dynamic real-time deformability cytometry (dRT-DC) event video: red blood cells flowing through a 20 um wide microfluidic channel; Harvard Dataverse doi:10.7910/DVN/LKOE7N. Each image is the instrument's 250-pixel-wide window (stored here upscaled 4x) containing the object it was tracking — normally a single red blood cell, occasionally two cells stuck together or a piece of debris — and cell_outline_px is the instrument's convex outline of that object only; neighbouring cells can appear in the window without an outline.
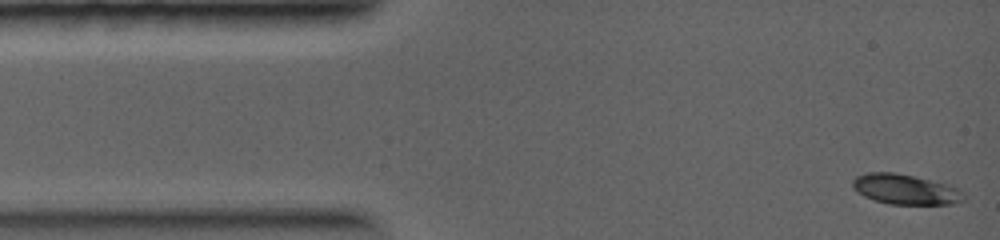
{"species": "common noctule bat (a hibernating species)", "species_latin": "Nyctalus noctula", "temperature_condition": "warm", "stored_images_in_passage": 5, "camera_frame_rate_fps": 5000, "um_per_image_px": 0.085, "animal": {"sex": "female", "body_mass_g": 19.0, "forearm_length_mm": 56.7}, "frame": {"image": 1, "passage_image": 1, "time_ms": 0.0, "image_size_px": [1000, 240], "cell_outline_px": [[964, 200], [952, 204], [888, 204], [864, 196], [852, 188], [852, 180], [856, 176], [868, 172], [892, 172], [912, 176], [948, 184], [960, 188], [964, 192]], "centroid_in_image_um": [76.97, 16.09], "position_along_channel_um": 8.0, "area_um2": 19.54}}